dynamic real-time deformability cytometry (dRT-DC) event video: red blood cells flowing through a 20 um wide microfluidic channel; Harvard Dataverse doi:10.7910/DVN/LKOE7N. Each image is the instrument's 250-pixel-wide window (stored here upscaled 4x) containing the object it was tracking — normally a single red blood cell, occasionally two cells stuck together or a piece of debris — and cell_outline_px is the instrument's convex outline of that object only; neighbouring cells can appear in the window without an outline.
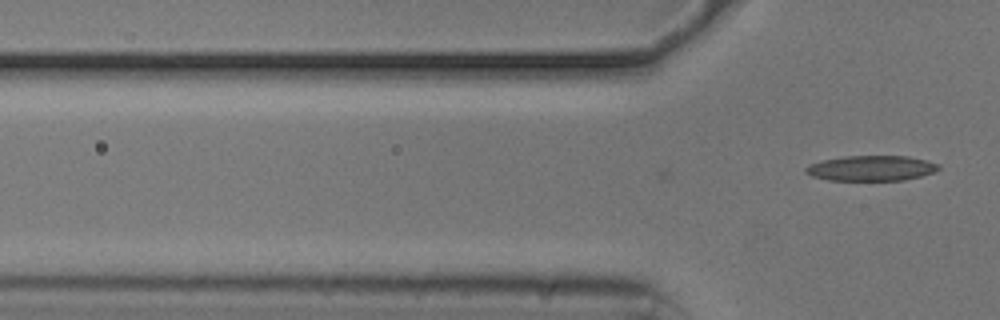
{"species": "common noctule bat (a hibernating species)", "species_latin": "Nyctalus noctula", "temperature_condition": "cold", "stored_images_in_passage": 5, "camera_frame_rate_fps": 3000, "um_per_image_px": 0.085, "animal": {"sex": "male", "body_mass_g": 20.5, "forearm_length_mm": 52.5}, "frame": {"image": 1, "passage_image": 5, "time_ms": 1.333, "image_size_px": [1000, 320], "cell_outline_px": [[940, 168], [936, 172], [904, 180], [828, 180], [812, 176], [804, 172], [804, 168], [808, 164], [824, 160], [844, 156], [908, 156], [928, 160], [940, 164]], "centroid_in_image_um": [74.08, 14.29], "position_along_channel_um": 51.7, "area_um2": 19.71}}